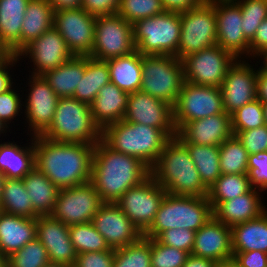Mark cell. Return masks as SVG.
<instances>
[{"mask_svg":"<svg viewBox=\"0 0 267 267\" xmlns=\"http://www.w3.org/2000/svg\"><path fill=\"white\" fill-rule=\"evenodd\" d=\"M95 144L57 142L34 136L35 167L59 189L91 181Z\"/></svg>","mask_w":267,"mask_h":267,"instance_id":"cell-1","label":"cell"},{"mask_svg":"<svg viewBox=\"0 0 267 267\" xmlns=\"http://www.w3.org/2000/svg\"><path fill=\"white\" fill-rule=\"evenodd\" d=\"M150 175L151 169L140 159L114 151L102 139L95 144L90 182L104 203H115Z\"/></svg>","mask_w":267,"mask_h":267,"instance_id":"cell-2","label":"cell"},{"mask_svg":"<svg viewBox=\"0 0 267 267\" xmlns=\"http://www.w3.org/2000/svg\"><path fill=\"white\" fill-rule=\"evenodd\" d=\"M151 176L166 189V193L195 197L208 195L187 147L177 137L165 144L151 168Z\"/></svg>","mask_w":267,"mask_h":267,"instance_id":"cell-3","label":"cell"},{"mask_svg":"<svg viewBox=\"0 0 267 267\" xmlns=\"http://www.w3.org/2000/svg\"><path fill=\"white\" fill-rule=\"evenodd\" d=\"M170 139L162 129L123 119L102 131V140L110 148L140 159L150 169Z\"/></svg>","mask_w":267,"mask_h":267,"instance_id":"cell-4","label":"cell"},{"mask_svg":"<svg viewBox=\"0 0 267 267\" xmlns=\"http://www.w3.org/2000/svg\"><path fill=\"white\" fill-rule=\"evenodd\" d=\"M213 216L207 196H182L166 193L150 227L143 233L146 238H157L163 231L174 228L197 231Z\"/></svg>","mask_w":267,"mask_h":267,"instance_id":"cell-5","label":"cell"},{"mask_svg":"<svg viewBox=\"0 0 267 267\" xmlns=\"http://www.w3.org/2000/svg\"><path fill=\"white\" fill-rule=\"evenodd\" d=\"M57 142L96 144L102 131L93 120L90 105L74 97L59 98L54 119L41 135Z\"/></svg>","mask_w":267,"mask_h":267,"instance_id":"cell-6","label":"cell"},{"mask_svg":"<svg viewBox=\"0 0 267 267\" xmlns=\"http://www.w3.org/2000/svg\"><path fill=\"white\" fill-rule=\"evenodd\" d=\"M136 50L141 55L177 56L180 42V13L164 11L133 25Z\"/></svg>","mask_w":267,"mask_h":267,"instance_id":"cell-7","label":"cell"},{"mask_svg":"<svg viewBox=\"0 0 267 267\" xmlns=\"http://www.w3.org/2000/svg\"><path fill=\"white\" fill-rule=\"evenodd\" d=\"M140 91L175 105L184 80L182 62L171 55H142Z\"/></svg>","mask_w":267,"mask_h":267,"instance_id":"cell-8","label":"cell"},{"mask_svg":"<svg viewBox=\"0 0 267 267\" xmlns=\"http://www.w3.org/2000/svg\"><path fill=\"white\" fill-rule=\"evenodd\" d=\"M180 21L178 60L217 44L215 0H204L199 6L180 13Z\"/></svg>","mask_w":267,"mask_h":267,"instance_id":"cell-9","label":"cell"},{"mask_svg":"<svg viewBox=\"0 0 267 267\" xmlns=\"http://www.w3.org/2000/svg\"><path fill=\"white\" fill-rule=\"evenodd\" d=\"M94 44L89 57L107 61L136 50L133 26L118 13L98 16L95 21Z\"/></svg>","mask_w":267,"mask_h":267,"instance_id":"cell-10","label":"cell"},{"mask_svg":"<svg viewBox=\"0 0 267 267\" xmlns=\"http://www.w3.org/2000/svg\"><path fill=\"white\" fill-rule=\"evenodd\" d=\"M222 92L219 87L184 82L173 106V121L178 131L185 123L224 113Z\"/></svg>","mask_w":267,"mask_h":267,"instance_id":"cell-11","label":"cell"},{"mask_svg":"<svg viewBox=\"0 0 267 267\" xmlns=\"http://www.w3.org/2000/svg\"><path fill=\"white\" fill-rule=\"evenodd\" d=\"M237 58L217 44L181 60L184 80L195 85L219 87Z\"/></svg>","mask_w":267,"mask_h":267,"instance_id":"cell-12","label":"cell"},{"mask_svg":"<svg viewBox=\"0 0 267 267\" xmlns=\"http://www.w3.org/2000/svg\"><path fill=\"white\" fill-rule=\"evenodd\" d=\"M166 195V189L150 175L124 192L115 202L143 234L152 224Z\"/></svg>","mask_w":267,"mask_h":267,"instance_id":"cell-13","label":"cell"},{"mask_svg":"<svg viewBox=\"0 0 267 267\" xmlns=\"http://www.w3.org/2000/svg\"><path fill=\"white\" fill-rule=\"evenodd\" d=\"M103 203L94 185L88 182L59 189L50 215L68 226L87 223L92 221Z\"/></svg>","mask_w":267,"mask_h":267,"instance_id":"cell-14","label":"cell"},{"mask_svg":"<svg viewBox=\"0 0 267 267\" xmlns=\"http://www.w3.org/2000/svg\"><path fill=\"white\" fill-rule=\"evenodd\" d=\"M28 77V91L23 97V115L26 118L23 122L28 123L27 135L34 137L42 135L51 125L59 97L42 75L29 74Z\"/></svg>","mask_w":267,"mask_h":267,"instance_id":"cell-15","label":"cell"},{"mask_svg":"<svg viewBox=\"0 0 267 267\" xmlns=\"http://www.w3.org/2000/svg\"><path fill=\"white\" fill-rule=\"evenodd\" d=\"M95 16L83 8L54 12L53 26L74 56H89L94 44Z\"/></svg>","mask_w":267,"mask_h":267,"instance_id":"cell-16","label":"cell"},{"mask_svg":"<svg viewBox=\"0 0 267 267\" xmlns=\"http://www.w3.org/2000/svg\"><path fill=\"white\" fill-rule=\"evenodd\" d=\"M256 63L254 67V63L249 64V59H237L228 69L220 89L224 110L229 115L257 99L258 69L256 67L260 63L257 60Z\"/></svg>","mask_w":267,"mask_h":267,"instance_id":"cell-17","label":"cell"},{"mask_svg":"<svg viewBox=\"0 0 267 267\" xmlns=\"http://www.w3.org/2000/svg\"><path fill=\"white\" fill-rule=\"evenodd\" d=\"M19 59L29 58L33 64L32 75H43L49 70H53L67 62L74 55L68 49L61 34L52 26L40 37L33 40L19 54Z\"/></svg>","mask_w":267,"mask_h":267,"instance_id":"cell-18","label":"cell"},{"mask_svg":"<svg viewBox=\"0 0 267 267\" xmlns=\"http://www.w3.org/2000/svg\"><path fill=\"white\" fill-rule=\"evenodd\" d=\"M217 45L237 59H250V43L242 30V13L235 0H215Z\"/></svg>","mask_w":267,"mask_h":267,"instance_id":"cell-19","label":"cell"},{"mask_svg":"<svg viewBox=\"0 0 267 267\" xmlns=\"http://www.w3.org/2000/svg\"><path fill=\"white\" fill-rule=\"evenodd\" d=\"M123 120L162 129L171 138L177 135L173 121V107L167 102L141 91L129 94Z\"/></svg>","mask_w":267,"mask_h":267,"instance_id":"cell-20","label":"cell"},{"mask_svg":"<svg viewBox=\"0 0 267 267\" xmlns=\"http://www.w3.org/2000/svg\"><path fill=\"white\" fill-rule=\"evenodd\" d=\"M91 222L113 249L133 244L143 236L122 209L113 202L103 203Z\"/></svg>","mask_w":267,"mask_h":267,"instance_id":"cell-21","label":"cell"},{"mask_svg":"<svg viewBox=\"0 0 267 267\" xmlns=\"http://www.w3.org/2000/svg\"><path fill=\"white\" fill-rule=\"evenodd\" d=\"M191 254L214 260L220 266L231 264L233 258L231 227L212 216L195 232Z\"/></svg>","mask_w":267,"mask_h":267,"instance_id":"cell-22","label":"cell"},{"mask_svg":"<svg viewBox=\"0 0 267 267\" xmlns=\"http://www.w3.org/2000/svg\"><path fill=\"white\" fill-rule=\"evenodd\" d=\"M36 237L46 248L50 262L75 264L77 253L71 242L69 226L51 215L36 218Z\"/></svg>","mask_w":267,"mask_h":267,"instance_id":"cell-23","label":"cell"},{"mask_svg":"<svg viewBox=\"0 0 267 267\" xmlns=\"http://www.w3.org/2000/svg\"><path fill=\"white\" fill-rule=\"evenodd\" d=\"M232 135L231 115L224 112L185 123L176 137L182 143L220 146Z\"/></svg>","mask_w":267,"mask_h":267,"instance_id":"cell-24","label":"cell"},{"mask_svg":"<svg viewBox=\"0 0 267 267\" xmlns=\"http://www.w3.org/2000/svg\"><path fill=\"white\" fill-rule=\"evenodd\" d=\"M210 204L213 208V216L229 227L256 219L267 211L264 195L257 189H252L245 194L222 203Z\"/></svg>","mask_w":267,"mask_h":267,"instance_id":"cell-25","label":"cell"},{"mask_svg":"<svg viewBox=\"0 0 267 267\" xmlns=\"http://www.w3.org/2000/svg\"><path fill=\"white\" fill-rule=\"evenodd\" d=\"M129 93L109 82L103 86L90 104L92 117L103 131L107 126L117 123L125 116Z\"/></svg>","mask_w":267,"mask_h":267,"instance_id":"cell-26","label":"cell"},{"mask_svg":"<svg viewBox=\"0 0 267 267\" xmlns=\"http://www.w3.org/2000/svg\"><path fill=\"white\" fill-rule=\"evenodd\" d=\"M36 238V218L0 212V252L6 258Z\"/></svg>","mask_w":267,"mask_h":267,"instance_id":"cell-27","label":"cell"},{"mask_svg":"<svg viewBox=\"0 0 267 267\" xmlns=\"http://www.w3.org/2000/svg\"><path fill=\"white\" fill-rule=\"evenodd\" d=\"M30 138L22 147L14 140L0 142V172L5 178H24L35 167L34 137Z\"/></svg>","mask_w":267,"mask_h":267,"instance_id":"cell-28","label":"cell"},{"mask_svg":"<svg viewBox=\"0 0 267 267\" xmlns=\"http://www.w3.org/2000/svg\"><path fill=\"white\" fill-rule=\"evenodd\" d=\"M30 0H0V41L11 54L21 52V27Z\"/></svg>","mask_w":267,"mask_h":267,"instance_id":"cell-29","label":"cell"},{"mask_svg":"<svg viewBox=\"0 0 267 267\" xmlns=\"http://www.w3.org/2000/svg\"><path fill=\"white\" fill-rule=\"evenodd\" d=\"M110 82L118 88L134 93L140 91L142 82V55L137 51L107 60Z\"/></svg>","mask_w":267,"mask_h":267,"instance_id":"cell-30","label":"cell"},{"mask_svg":"<svg viewBox=\"0 0 267 267\" xmlns=\"http://www.w3.org/2000/svg\"><path fill=\"white\" fill-rule=\"evenodd\" d=\"M232 251L259 250L267 254V211L256 219L231 227Z\"/></svg>","mask_w":267,"mask_h":267,"instance_id":"cell-31","label":"cell"},{"mask_svg":"<svg viewBox=\"0 0 267 267\" xmlns=\"http://www.w3.org/2000/svg\"><path fill=\"white\" fill-rule=\"evenodd\" d=\"M23 183L34 211L39 215H50L57 200L59 188L37 167L28 172Z\"/></svg>","mask_w":267,"mask_h":267,"instance_id":"cell-32","label":"cell"},{"mask_svg":"<svg viewBox=\"0 0 267 267\" xmlns=\"http://www.w3.org/2000/svg\"><path fill=\"white\" fill-rule=\"evenodd\" d=\"M85 73V56H73L61 66L42 76L59 98L73 97Z\"/></svg>","mask_w":267,"mask_h":267,"instance_id":"cell-33","label":"cell"},{"mask_svg":"<svg viewBox=\"0 0 267 267\" xmlns=\"http://www.w3.org/2000/svg\"><path fill=\"white\" fill-rule=\"evenodd\" d=\"M54 11L47 0H30L21 27V51L53 26Z\"/></svg>","mask_w":267,"mask_h":267,"instance_id":"cell-34","label":"cell"},{"mask_svg":"<svg viewBox=\"0 0 267 267\" xmlns=\"http://www.w3.org/2000/svg\"><path fill=\"white\" fill-rule=\"evenodd\" d=\"M109 82L110 74L107 61L85 56V73L77 85L73 97L90 105L100 89Z\"/></svg>","mask_w":267,"mask_h":267,"instance_id":"cell-35","label":"cell"},{"mask_svg":"<svg viewBox=\"0 0 267 267\" xmlns=\"http://www.w3.org/2000/svg\"><path fill=\"white\" fill-rule=\"evenodd\" d=\"M0 211L28 218H37L30 197L26 192L23 178H5L2 184Z\"/></svg>","mask_w":267,"mask_h":267,"instance_id":"cell-36","label":"cell"},{"mask_svg":"<svg viewBox=\"0 0 267 267\" xmlns=\"http://www.w3.org/2000/svg\"><path fill=\"white\" fill-rule=\"evenodd\" d=\"M193 160L204 186L209 189L221 175L219 146L183 143Z\"/></svg>","mask_w":267,"mask_h":267,"instance_id":"cell-37","label":"cell"},{"mask_svg":"<svg viewBox=\"0 0 267 267\" xmlns=\"http://www.w3.org/2000/svg\"><path fill=\"white\" fill-rule=\"evenodd\" d=\"M252 189L247 174H221L208 189L207 197L210 203H222L245 194Z\"/></svg>","mask_w":267,"mask_h":267,"instance_id":"cell-38","label":"cell"},{"mask_svg":"<svg viewBox=\"0 0 267 267\" xmlns=\"http://www.w3.org/2000/svg\"><path fill=\"white\" fill-rule=\"evenodd\" d=\"M221 174H247L248 152L235 135L219 146Z\"/></svg>","mask_w":267,"mask_h":267,"instance_id":"cell-39","label":"cell"},{"mask_svg":"<svg viewBox=\"0 0 267 267\" xmlns=\"http://www.w3.org/2000/svg\"><path fill=\"white\" fill-rule=\"evenodd\" d=\"M113 267H151V238L114 249Z\"/></svg>","mask_w":267,"mask_h":267,"instance_id":"cell-40","label":"cell"},{"mask_svg":"<svg viewBox=\"0 0 267 267\" xmlns=\"http://www.w3.org/2000/svg\"><path fill=\"white\" fill-rule=\"evenodd\" d=\"M71 242L77 254L91 251H106L110 247L92 222L69 226Z\"/></svg>","mask_w":267,"mask_h":267,"instance_id":"cell-41","label":"cell"},{"mask_svg":"<svg viewBox=\"0 0 267 267\" xmlns=\"http://www.w3.org/2000/svg\"><path fill=\"white\" fill-rule=\"evenodd\" d=\"M48 262V252L36 237L6 257L5 267H43Z\"/></svg>","mask_w":267,"mask_h":267,"instance_id":"cell-42","label":"cell"},{"mask_svg":"<svg viewBox=\"0 0 267 267\" xmlns=\"http://www.w3.org/2000/svg\"><path fill=\"white\" fill-rule=\"evenodd\" d=\"M242 13V30L245 39L250 43L258 26L267 18V0H235Z\"/></svg>","mask_w":267,"mask_h":267,"instance_id":"cell-43","label":"cell"},{"mask_svg":"<svg viewBox=\"0 0 267 267\" xmlns=\"http://www.w3.org/2000/svg\"><path fill=\"white\" fill-rule=\"evenodd\" d=\"M265 125L263 103L252 100L231 114L232 131H246Z\"/></svg>","mask_w":267,"mask_h":267,"instance_id":"cell-44","label":"cell"},{"mask_svg":"<svg viewBox=\"0 0 267 267\" xmlns=\"http://www.w3.org/2000/svg\"><path fill=\"white\" fill-rule=\"evenodd\" d=\"M163 12L161 0H121L117 13L133 25L138 20Z\"/></svg>","mask_w":267,"mask_h":267,"instance_id":"cell-45","label":"cell"},{"mask_svg":"<svg viewBox=\"0 0 267 267\" xmlns=\"http://www.w3.org/2000/svg\"><path fill=\"white\" fill-rule=\"evenodd\" d=\"M189 253L151 238V267H182Z\"/></svg>","mask_w":267,"mask_h":267,"instance_id":"cell-46","label":"cell"},{"mask_svg":"<svg viewBox=\"0 0 267 267\" xmlns=\"http://www.w3.org/2000/svg\"><path fill=\"white\" fill-rule=\"evenodd\" d=\"M16 84L0 94V121L8 128L10 123L23 114V98ZM16 89V90H15ZM15 118V119H14Z\"/></svg>","mask_w":267,"mask_h":267,"instance_id":"cell-47","label":"cell"},{"mask_svg":"<svg viewBox=\"0 0 267 267\" xmlns=\"http://www.w3.org/2000/svg\"><path fill=\"white\" fill-rule=\"evenodd\" d=\"M253 189L267 194V150L248 156V173Z\"/></svg>","mask_w":267,"mask_h":267,"instance_id":"cell-48","label":"cell"},{"mask_svg":"<svg viewBox=\"0 0 267 267\" xmlns=\"http://www.w3.org/2000/svg\"><path fill=\"white\" fill-rule=\"evenodd\" d=\"M195 231L174 228L163 231L156 239L165 246H171L191 254L194 247Z\"/></svg>","mask_w":267,"mask_h":267,"instance_id":"cell-49","label":"cell"},{"mask_svg":"<svg viewBox=\"0 0 267 267\" xmlns=\"http://www.w3.org/2000/svg\"><path fill=\"white\" fill-rule=\"evenodd\" d=\"M248 154L267 150V125L246 131H232Z\"/></svg>","mask_w":267,"mask_h":267,"instance_id":"cell-50","label":"cell"},{"mask_svg":"<svg viewBox=\"0 0 267 267\" xmlns=\"http://www.w3.org/2000/svg\"><path fill=\"white\" fill-rule=\"evenodd\" d=\"M114 249L77 254V267H113Z\"/></svg>","mask_w":267,"mask_h":267,"instance_id":"cell-51","label":"cell"},{"mask_svg":"<svg viewBox=\"0 0 267 267\" xmlns=\"http://www.w3.org/2000/svg\"><path fill=\"white\" fill-rule=\"evenodd\" d=\"M231 265L234 267H267V254L259 250L233 252Z\"/></svg>","mask_w":267,"mask_h":267,"instance_id":"cell-52","label":"cell"},{"mask_svg":"<svg viewBox=\"0 0 267 267\" xmlns=\"http://www.w3.org/2000/svg\"><path fill=\"white\" fill-rule=\"evenodd\" d=\"M121 0H82V8L92 16L117 14Z\"/></svg>","mask_w":267,"mask_h":267,"instance_id":"cell-53","label":"cell"},{"mask_svg":"<svg viewBox=\"0 0 267 267\" xmlns=\"http://www.w3.org/2000/svg\"><path fill=\"white\" fill-rule=\"evenodd\" d=\"M20 59L18 55H11L8 59L0 63V94L9 90L13 85H15V78L12 75V67L19 66ZM11 70V72H10ZM13 77V78H12ZM14 79V82H13Z\"/></svg>","mask_w":267,"mask_h":267,"instance_id":"cell-54","label":"cell"},{"mask_svg":"<svg viewBox=\"0 0 267 267\" xmlns=\"http://www.w3.org/2000/svg\"><path fill=\"white\" fill-rule=\"evenodd\" d=\"M267 51V18L258 26L253 40L250 42V59L256 60Z\"/></svg>","mask_w":267,"mask_h":267,"instance_id":"cell-55","label":"cell"},{"mask_svg":"<svg viewBox=\"0 0 267 267\" xmlns=\"http://www.w3.org/2000/svg\"><path fill=\"white\" fill-rule=\"evenodd\" d=\"M204 0H161L164 11L182 13L199 6Z\"/></svg>","mask_w":267,"mask_h":267,"instance_id":"cell-56","label":"cell"},{"mask_svg":"<svg viewBox=\"0 0 267 267\" xmlns=\"http://www.w3.org/2000/svg\"><path fill=\"white\" fill-rule=\"evenodd\" d=\"M257 68V99L265 103L267 102V72L261 66Z\"/></svg>","mask_w":267,"mask_h":267,"instance_id":"cell-57","label":"cell"},{"mask_svg":"<svg viewBox=\"0 0 267 267\" xmlns=\"http://www.w3.org/2000/svg\"><path fill=\"white\" fill-rule=\"evenodd\" d=\"M182 267H220L214 260L189 254Z\"/></svg>","mask_w":267,"mask_h":267,"instance_id":"cell-58","label":"cell"},{"mask_svg":"<svg viewBox=\"0 0 267 267\" xmlns=\"http://www.w3.org/2000/svg\"><path fill=\"white\" fill-rule=\"evenodd\" d=\"M53 8L54 12L65 9L82 8V0H47Z\"/></svg>","mask_w":267,"mask_h":267,"instance_id":"cell-59","label":"cell"},{"mask_svg":"<svg viewBox=\"0 0 267 267\" xmlns=\"http://www.w3.org/2000/svg\"><path fill=\"white\" fill-rule=\"evenodd\" d=\"M11 55L8 48L0 41V63L8 59Z\"/></svg>","mask_w":267,"mask_h":267,"instance_id":"cell-60","label":"cell"},{"mask_svg":"<svg viewBox=\"0 0 267 267\" xmlns=\"http://www.w3.org/2000/svg\"><path fill=\"white\" fill-rule=\"evenodd\" d=\"M257 60H259V63L261 62L260 66L267 72V51H265L261 56H259Z\"/></svg>","mask_w":267,"mask_h":267,"instance_id":"cell-61","label":"cell"},{"mask_svg":"<svg viewBox=\"0 0 267 267\" xmlns=\"http://www.w3.org/2000/svg\"><path fill=\"white\" fill-rule=\"evenodd\" d=\"M10 132V129H8L1 121H0V137L2 136H7L6 133Z\"/></svg>","mask_w":267,"mask_h":267,"instance_id":"cell-62","label":"cell"},{"mask_svg":"<svg viewBox=\"0 0 267 267\" xmlns=\"http://www.w3.org/2000/svg\"><path fill=\"white\" fill-rule=\"evenodd\" d=\"M43 267H66L65 265L62 264H58V263H52V262H48L45 266Z\"/></svg>","mask_w":267,"mask_h":267,"instance_id":"cell-63","label":"cell"},{"mask_svg":"<svg viewBox=\"0 0 267 267\" xmlns=\"http://www.w3.org/2000/svg\"><path fill=\"white\" fill-rule=\"evenodd\" d=\"M265 124L267 125V102L263 103Z\"/></svg>","mask_w":267,"mask_h":267,"instance_id":"cell-64","label":"cell"},{"mask_svg":"<svg viewBox=\"0 0 267 267\" xmlns=\"http://www.w3.org/2000/svg\"><path fill=\"white\" fill-rule=\"evenodd\" d=\"M4 179H5L4 175L0 172V200H1L2 184Z\"/></svg>","mask_w":267,"mask_h":267,"instance_id":"cell-65","label":"cell"},{"mask_svg":"<svg viewBox=\"0 0 267 267\" xmlns=\"http://www.w3.org/2000/svg\"><path fill=\"white\" fill-rule=\"evenodd\" d=\"M5 260L6 258L0 252V267H5Z\"/></svg>","mask_w":267,"mask_h":267,"instance_id":"cell-66","label":"cell"},{"mask_svg":"<svg viewBox=\"0 0 267 267\" xmlns=\"http://www.w3.org/2000/svg\"><path fill=\"white\" fill-rule=\"evenodd\" d=\"M220 267H234V266L231 265V264H226V265H222V266H220Z\"/></svg>","mask_w":267,"mask_h":267,"instance_id":"cell-67","label":"cell"},{"mask_svg":"<svg viewBox=\"0 0 267 267\" xmlns=\"http://www.w3.org/2000/svg\"><path fill=\"white\" fill-rule=\"evenodd\" d=\"M66 267H77L76 264H72V265H69V266H66Z\"/></svg>","mask_w":267,"mask_h":267,"instance_id":"cell-68","label":"cell"}]
</instances>
